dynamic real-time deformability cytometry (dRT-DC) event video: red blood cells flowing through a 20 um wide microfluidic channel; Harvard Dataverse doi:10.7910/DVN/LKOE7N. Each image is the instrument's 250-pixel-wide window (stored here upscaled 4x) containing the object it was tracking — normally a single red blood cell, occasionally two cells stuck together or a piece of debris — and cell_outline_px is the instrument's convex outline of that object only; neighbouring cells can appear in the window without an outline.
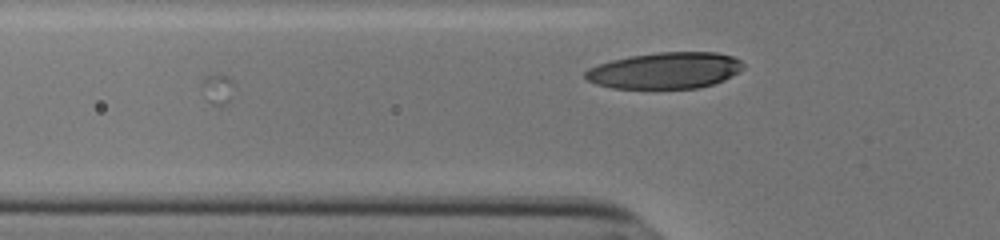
{"species": "human", "species_latin": "Homo sapiens", "temperature_condition": "cold", "stored_images_in_passage": 26, "camera_frame_rate_fps": 3000, "um_per_image_px": 0.085, "donor": {"sex": "male"}, "frame": {"image": 1, "passage_image": 26, "time_ms": 8.333, "image_size_px": [1000, 240], "cell_outline_px": [[744, 68], [740, 72], [724, 80], [700, 88], [612, 88], [596, 84], [588, 80], [584, 76], [584, 72], [588, 68], [612, 60], [632, 56], [660, 52], [716, 52], [732, 56], [740, 60], [744, 64]], "centroid_in_image_um": [56.57, 5.99], "position_along_channel_um": 69.2, "area_um2": 33.41}}